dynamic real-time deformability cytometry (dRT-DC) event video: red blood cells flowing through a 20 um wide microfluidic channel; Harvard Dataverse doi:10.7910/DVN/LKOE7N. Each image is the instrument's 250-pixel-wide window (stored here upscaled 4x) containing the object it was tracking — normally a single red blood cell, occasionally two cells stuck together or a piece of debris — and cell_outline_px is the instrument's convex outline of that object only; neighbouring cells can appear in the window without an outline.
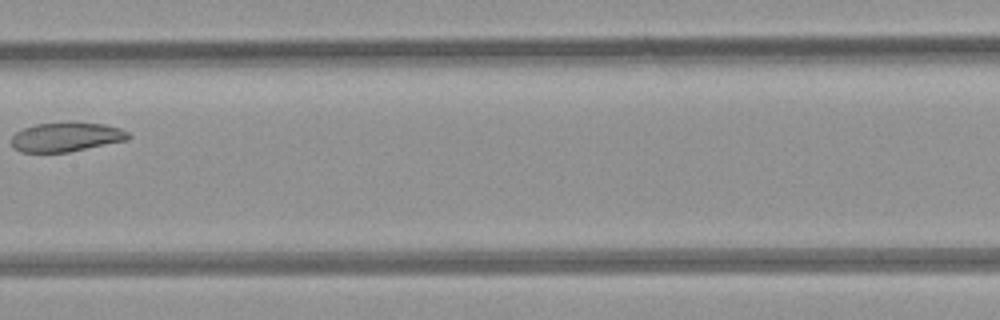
{"species": "common noctule bat (a hibernating species)", "species_latin": "Nyctalus noctula", "temperature_condition": "room temperature", "stored_images_in_passage": 8, "camera_frame_rate_fps": 3000, "um_per_image_px": 0.085, "animal": {"sex": "female", "body_mass_g": 21.9}, "frame": {"image": 1, "passage_image": 6, "time_ms": 5.667, "image_size_px": [1000, 320], "cell_outline_px": [[132, 136], [128, 140], [68, 152], [20, 152], [12, 148], [12, 136], [16, 132], [24, 128], [36, 124], [68, 120], [72, 120], [104, 124], [120, 128], [128, 132]], "centroid_in_image_um": [5.64, 11.61], "position_along_channel_um": 201.8, "area_um2": 20.52}}
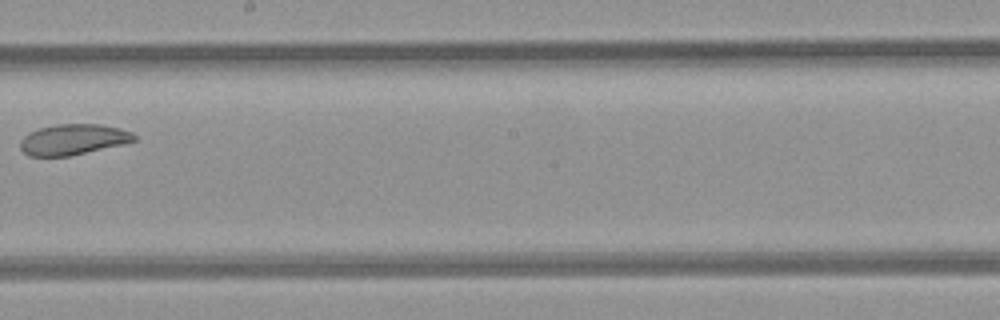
{"frame": {"image": 2, "passage_image": 7, "time_ms": 6.667, "image_size_px": [1000, 320], "cell_outline_px": [[136, 140], [120, 144], [68, 156], [28, 156], [20, 148], [20, 140], [28, 132], [40, 128], [56, 124], [100, 124], [120, 128], [132, 132], [136, 136]], "centroid_in_image_um": [6.18, 11.84], "position_along_channel_um": 242.0, "area_um2": 20.17}}
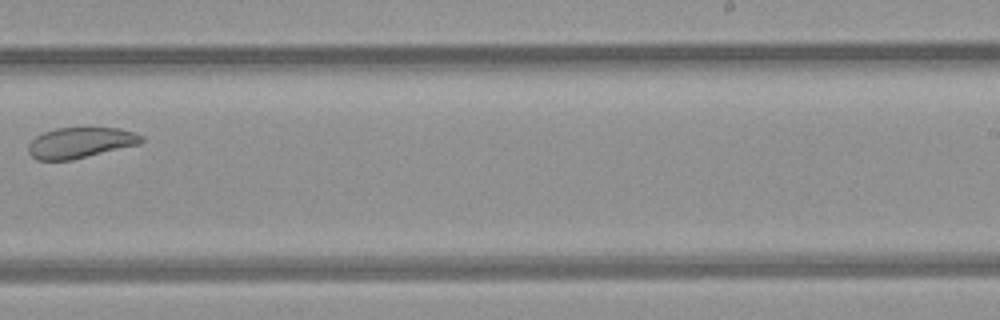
{"frame": {"image": 3, "passage_image": 8, "time_ms": 7.667, "image_size_px": [1000, 320], "cell_outline_px": [[144, 140], [140, 144], [72, 160], [36, 160], [28, 152], [28, 144], [36, 136], [44, 132], [56, 128], [120, 128], [144, 136]], "centroid_in_image_um": [6.83, 12.13], "position_along_channel_um": 282.2, "area_um2": 20.23}}